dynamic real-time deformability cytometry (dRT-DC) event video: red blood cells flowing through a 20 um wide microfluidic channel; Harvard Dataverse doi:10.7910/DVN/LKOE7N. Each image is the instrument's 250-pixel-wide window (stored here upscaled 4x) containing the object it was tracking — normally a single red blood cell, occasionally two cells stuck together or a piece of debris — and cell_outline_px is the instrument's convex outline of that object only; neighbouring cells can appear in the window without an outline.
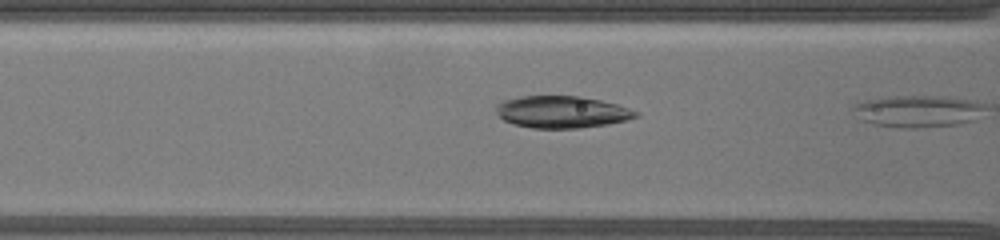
{"species": "common noctule bat (a hibernating species)", "species_latin": "Nyctalus noctula", "temperature_condition": "warm", "stored_images_in_passage": 17, "camera_frame_rate_fps": 3000, "um_per_image_px": 0.085, "animal": {"sex": "female", "body_mass_g": 19.5, "forearm_length_mm": 54.1}, "frame": {"image": 1, "passage_image": 16, "time_ms": 3.0, "image_size_px": [1000, 240], "cell_outline_px": [[640, 116], [628, 120], [608, 124], [580, 128], [532, 128], [512, 124], [504, 120], [496, 112], [496, 104], [504, 100], [520, 96], [580, 96], [600, 100], [616, 104], [640, 112]], "centroid_in_image_um": [47.77, 9.52], "position_along_channel_um": 118.8, "area_um2": 26.18}}